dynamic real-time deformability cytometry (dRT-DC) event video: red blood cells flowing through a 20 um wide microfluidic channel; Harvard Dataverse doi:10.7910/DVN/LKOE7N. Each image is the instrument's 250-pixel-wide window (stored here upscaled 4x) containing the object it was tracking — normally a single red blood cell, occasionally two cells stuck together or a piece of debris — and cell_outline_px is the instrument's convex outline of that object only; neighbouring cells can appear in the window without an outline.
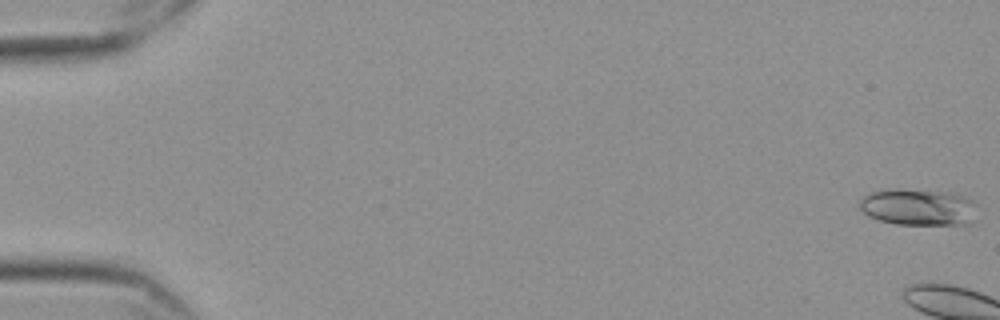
{"species": "Egyptian fruit bat (a non-hibernating species)", "species_latin": "Rousettus aegyptiacus", "temperature_condition": "cold", "stored_images_in_passage": 6, "camera_frame_rate_fps": 3000, "um_per_image_px": 0.085, "frame": {"image": 1, "passage_image": 1, "time_ms": 0.0, "image_size_px": [1000, 320], "cell_outline_px": [[976, 204], [972, 220], [968, 224], [896, 224], [880, 220], [868, 216], [860, 208], [860, 200], [868, 192], [880, 188], [896, 188], [952, 192], [964, 196], [972, 200]], "centroid_in_image_um": [78.01, 17.57], "position_along_channel_um": 7.0, "area_um2": 25.37}}